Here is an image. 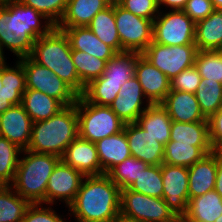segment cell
Wrapping results in <instances>:
<instances>
[{"instance_id": "cell-4", "label": "cell", "mask_w": 222, "mask_h": 222, "mask_svg": "<svg viewBox=\"0 0 222 222\" xmlns=\"http://www.w3.org/2000/svg\"><path fill=\"white\" fill-rule=\"evenodd\" d=\"M30 57L52 71L79 96L84 93L85 86L73 63L69 40L62 30L54 27L47 35L35 40Z\"/></svg>"}, {"instance_id": "cell-55", "label": "cell", "mask_w": 222, "mask_h": 222, "mask_svg": "<svg viewBox=\"0 0 222 222\" xmlns=\"http://www.w3.org/2000/svg\"><path fill=\"white\" fill-rule=\"evenodd\" d=\"M5 1H11V0H0V3H1V2H5Z\"/></svg>"}, {"instance_id": "cell-37", "label": "cell", "mask_w": 222, "mask_h": 222, "mask_svg": "<svg viewBox=\"0 0 222 222\" xmlns=\"http://www.w3.org/2000/svg\"><path fill=\"white\" fill-rule=\"evenodd\" d=\"M72 60L80 82L87 86L92 80L102 76L106 61L79 50H72Z\"/></svg>"}, {"instance_id": "cell-47", "label": "cell", "mask_w": 222, "mask_h": 222, "mask_svg": "<svg viewBox=\"0 0 222 222\" xmlns=\"http://www.w3.org/2000/svg\"><path fill=\"white\" fill-rule=\"evenodd\" d=\"M188 0H158V6L161 10V6H167L170 7L173 10H183L186 6Z\"/></svg>"}, {"instance_id": "cell-26", "label": "cell", "mask_w": 222, "mask_h": 222, "mask_svg": "<svg viewBox=\"0 0 222 222\" xmlns=\"http://www.w3.org/2000/svg\"><path fill=\"white\" fill-rule=\"evenodd\" d=\"M222 215V197L215 190L189 199L183 218L187 222H215Z\"/></svg>"}, {"instance_id": "cell-32", "label": "cell", "mask_w": 222, "mask_h": 222, "mask_svg": "<svg viewBox=\"0 0 222 222\" xmlns=\"http://www.w3.org/2000/svg\"><path fill=\"white\" fill-rule=\"evenodd\" d=\"M30 205L10 185L0 187V222H22Z\"/></svg>"}, {"instance_id": "cell-15", "label": "cell", "mask_w": 222, "mask_h": 222, "mask_svg": "<svg viewBox=\"0 0 222 222\" xmlns=\"http://www.w3.org/2000/svg\"><path fill=\"white\" fill-rule=\"evenodd\" d=\"M33 121L22 104L13 105L0 114V136L27 150L32 135Z\"/></svg>"}, {"instance_id": "cell-10", "label": "cell", "mask_w": 222, "mask_h": 222, "mask_svg": "<svg viewBox=\"0 0 222 222\" xmlns=\"http://www.w3.org/2000/svg\"><path fill=\"white\" fill-rule=\"evenodd\" d=\"M153 42L167 46L195 44V22L182 10H160L153 21Z\"/></svg>"}, {"instance_id": "cell-6", "label": "cell", "mask_w": 222, "mask_h": 222, "mask_svg": "<svg viewBox=\"0 0 222 222\" xmlns=\"http://www.w3.org/2000/svg\"><path fill=\"white\" fill-rule=\"evenodd\" d=\"M77 115L79 137L93 143L124 129L125 124L110 106L92 104L82 95L77 99Z\"/></svg>"}, {"instance_id": "cell-44", "label": "cell", "mask_w": 222, "mask_h": 222, "mask_svg": "<svg viewBox=\"0 0 222 222\" xmlns=\"http://www.w3.org/2000/svg\"><path fill=\"white\" fill-rule=\"evenodd\" d=\"M22 222H65L51 207H43L41 203L31 204L22 219Z\"/></svg>"}, {"instance_id": "cell-38", "label": "cell", "mask_w": 222, "mask_h": 222, "mask_svg": "<svg viewBox=\"0 0 222 222\" xmlns=\"http://www.w3.org/2000/svg\"><path fill=\"white\" fill-rule=\"evenodd\" d=\"M147 166V163L131 156L113 167L107 175L122 190L129 188Z\"/></svg>"}, {"instance_id": "cell-45", "label": "cell", "mask_w": 222, "mask_h": 222, "mask_svg": "<svg viewBox=\"0 0 222 222\" xmlns=\"http://www.w3.org/2000/svg\"><path fill=\"white\" fill-rule=\"evenodd\" d=\"M214 10L211 0H188L182 11L197 23L208 17Z\"/></svg>"}, {"instance_id": "cell-13", "label": "cell", "mask_w": 222, "mask_h": 222, "mask_svg": "<svg viewBox=\"0 0 222 222\" xmlns=\"http://www.w3.org/2000/svg\"><path fill=\"white\" fill-rule=\"evenodd\" d=\"M85 175L60 160L49 177L46 188V204L63 200L69 207L75 200Z\"/></svg>"}, {"instance_id": "cell-48", "label": "cell", "mask_w": 222, "mask_h": 222, "mask_svg": "<svg viewBox=\"0 0 222 222\" xmlns=\"http://www.w3.org/2000/svg\"><path fill=\"white\" fill-rule=\"evenodd\" d=\"M222 197V158L218 154L215 189Z\"/></svg>"}, {"instance_id": "cell-25", "label": "cell", "mask_w": 222, "mask_h": 222, "mask_svg": "<svg viewBox=\"0 0 222 222\" xmlns=\"http://www.w3.org/2000/svg\"><path fill=\"white\" fill-rule=\"evenodd\" d=\"M95 144L103 174H107L113 167L131 157L124 129L114 135L98 140Z\"/></svg>"}, {"instance_id": "cell-16", "label": "cell", "mask_w": 222, "mask_h": 222, "mask_svg": "<svg viewBox=\"0 0 222 222\" xmlns=\"http://www.w3.org/2000/svg\"><path fill=\"white\" fill-rule=\"evenodd\" d=\"M124 131L131 156L148 165H161L164 157V145L142 129L136 122L124 125Z\"/></svg>"}, {"instance_id": "cell-27", "label": "cell", "mask_w": 222, "mask_h": 222, "mask_svg": "<svg viewBox=\"0 0 222 222\" xmlns=\"http://www.w3.org/2000/svg\"><path fill=\"white\" fill-rule=\"evenodd\" d=\"M136 123L164 146L169 142L172 120L161 104L148 106Z\"/></svg>"}, {"instance_id": "cell-11", "label": "cell", "mask_w": 222, "mask_h": 222, "mask_svg": "<svg viewBox=\"0 0 222 222\" xmlns=\"http://www.w3.org/2000/svg\"><path fill=\"white\" fill-rule=\"evenodd\" d=\"M197 51L195 44L167 46L152 42L142 55L172 80L183 70L194 66Z\"/></svg>"}, {"instance_id": "cell-50", "label": "cell", "mask_w": 222, "mask_h": 222, "mask_svg": "<svg viewBox=\"0 0 222 222\" xmlns=\"http://www.w3.org/2000/svg\"><path fill=\"white\" fill-rule=\"evenodd\" d=\"M115 222H137V221H131L120 216Z\"/></svg>"}, {"instance_id": "cell-30", "label": "cell", "mask_w": 222, "mask_h": 222, "mask_svg": "<svg viewBox=\"0 0 222 222\" xmlns=\"http://www.w3.org/2000/svg\"><path fill=\"white\" fill-rule=\"evenodd\" d=\"M22 105L33 122L47 120L64 107L55 98L34 89H26Z\"/></svg>"}, {"instance_id": "cell-49", "label": "cell", "mask_w": 222, "mask_h": 222, "mask_svg": "<svg viewBox=\"0 0 222 222\" xmlns=\"http://www.w3.org/2000/svg\"><path fill=\"white\" fill-rule=\"evenodd\" d=\"M215 10H222V0H211Z\"/></svg>"}, {"instance_id": "cell-9", "label": "cell", "mask_w": 222, "mask_h": 222, "mask_svg": "<svg viewBox=\"0 0 222 222\" xmlns=\"http://www.w3.org/2000/svg\"><path fill=\"white\" fill-rule=\"evenodd\" d=\"M114 15L121 52L142 53L153 42V21L125 10L114 2Z\"/></svg>"}, {"instance_id": "cell-34", "label": "cell", "mask_w": 222, "mask_h": 222, "mask_svg": "<svg viewBox=\"0 0 222 222\" xmlns=\"http://www.w3.org/2000/svg\"><path fill=\"white\" fill-rule=\"evenodd\" d=\"M195 96L201 112L208 119L222 107V84L208 79H201Z\"/></svg>"}, {"instance_id": "cell-33", "label": "cell", "mask_w": 222, "mask_h": 222, "mask_svg": "<svg viewBox=\"0 0 222 222\" xmlns=\"http://www.w3.org/2000/svg\"><path fill=\"white\" fill-rule=\"evenodd\" d=\"M206 155L200 147L193 146V143L169 141L164 147L163 163L190 167Z\"/></svg>"}, {"instance_id": "cell-42", "label": "cell", "mask_w": 222, "mask_h": 222, "mask_svg": "<svg viewBox=\"0 0 222 222\" xmlns=\"http://www.w3.org/2000/svg\"><path fill=\"white\" fill-rule=\"evenodd\" d=\"M125 10L152 21L160 13L158 0H117L116 1Z\"/></svg>"}, {"instance_id": "cell-24", "label": "cell", "mask_w": 222, "mask_h": 222, "mask_svg": "<svg viewBox=\"0 0 222 222\" xmlns=\"http://www.w3.org/2000/svg\"><path fill=\"white\" fill-rule=\"evenodd\" d=\"M112 2L111 0H68L65 13L56 28L86 27L98 12Z\"/></svg>"}, {"instance_id": "cell-23", "label": "cell", "mask_w": 222, "mask_h": 222, "mask_svg": "<svg viewBox=\"0 0 222 222\" xmlns=\"http://www.w3.org/2000/svg\"><path fill=\"white\" fill-rule=\"evenodd\" d=\"M57 29L65 33L72 50L85 52L106 62L117 53L112 47L100 41L87 26Z\"/></svg>"}, {"instance_id": "cell-54", "label": "cell", "mask_w": 222, "mask_h": 222, "mask_svg": "<svg viewBox=\"0 0 222 222\" xmlns=\"http://www.w3.org/2000/svg\"><path fill=\"white\" fill-rule=\"evenodd\" d=\"M215 222H222V215H220V217L217 218V219L215 220Z\"/></svg>"}, {"instance_id": "cell-28", "label": "cell", "mask_w": 222, "mask_h": 222, "mask_svg": "<svg viewBox=\"0 0 222 222\" xmlns=\"http://www.w3.org/2000/svg\"><path fill=\"white\" fill-rule=\"evenodd\" d=\"M195 45L198 51H216L222 47V10H214L195 23Z\"/></svg>"}, {"instance_id": "cell-21", "label": "cell", "mask_w": 222, "mask_h": 222, "mask_svg": "<svg viewBox=\"0 0 222 222\" xmlns=\"http://www.w3.org/2000/svg\"><path fill=\"white\" fill-rule=\"evenodd\" d=\"M218 153L214 150L202 160L188 167L189 199L215 189Z\"/></svg>"}, {"instance_id": "cell-12", "label": "cell", "mask_w": 222, "mask_h": 222, "mask_svg": "<svg viewBox=\"0 0 222 222\" xmlns=\"http://www.w3.org/2000/svg\"><path fill=\"white\" fill-rule=\"evenodd\" d=\"M163 196L169 209L176 217H183L189 201L188 167L161 164Z\"/></svg>"}, {"instance_id": "cell-3", "label": "cell", "mask_w": 222, "mask_h": 222, "mask_svg": "<svg viewBox=\"0 0 222 222\" xmlns=\"http://www.w3.org/2000/svg\"><path fill=\"white\" fill-rule=\"evenodd\" d=\"M79 136L77 102L64 106L47 120L33 122L27 150L62 157L66 148Z\"/></svg>"}, {"instance_id": "cell-22", "label": "cell", "mask_w": 222, "mask_h": 222, "mask_svg": "<svg viewBox=\"0 0 222 222\" xmlns=\"http://www.w3.org/2000/svg\"><path fill=\"white\" fill-rule=\"evenodd\" d=\"M142 53L123 51L116 53L106 62L101 77L92 80L89 84H113L123 86L126 81L135 76V67L138 57Z\"/></svg>"}, {"instance_id": "cell-52", "label": "cell", "mask_w": 222, "mask_h": 222, "mask_svg": "<svg viewBox=\"0 0 222 222\" xmlns=\"http://www.w3.org/2000/svg\"><path fill=\"white\" fill-rule=\"evenodd\" d=\"M219 156L222 158V144L215 150Z\"/></svg>"}, {"instance_id": "cell-31", "label": "cell", "mask_w": 222, "mask_h": 222, "mask_svg": "<svg viewBox=\"0 0 222 222\" xmlns=\"http://www.w3.org/2000/svg\"><path fill=\"white\" fill-rule=\"evenodd\" d=\"M87 27L100 41L112 47L117 53L121 52V43L114 15V2L98 12Z\"/></svg>"}, {"instance_id": "cell-43", "label": "cell", "mask_w": 222, "mask_h": 222, "mask_svg": "<svg viewBox=\"0 0 222 222\" xmlns=\"http://www.w3.org/2000/svg\"><path fill=\"white\" fill-rule=\"evenodd\" d=\"M201 81V76L195 66L180 72L171 80V91L195 93Z\"/></svg>"}, {"instance_id": "cell-7", "label": "cell", "mask_w": 222, "mask_h": 222, "mask_svg": "<svg viewBox=\"0 0 222 222\" xmlns=\"http://www.w3.org/2000/svg\"><path fill=\"white\" fill-rule=\"evenodd\" d=\"M120 216L137 222H172L176 216L163 198L121 190Z\"/></svg>"}, {"instance_id": "cell-14", "label": "cell", "mask_w": 222, "mask_h": 222, "mask_svg": "<svg viewBox=\"0 0 222 222\" xmlns=\"http://www.w3.org/2000/svg\"><path fill=\"white\" fill-rule=\"evenodd\" d=\"M135 77L142 87L147 105L161 104L171 91V80L142 54L137 60Z\"/></svg>"}, {"instance_id": "cell-41", "label": "cell", "mask_w": 222, "mask_h": 222, "mask_svg": "<svg viewBox=\"0 0 222 222\" xmlns=\"http://www.w3.org/2000/svg\"><path fill=\"white\" fill-rule=\"evenodd\" d=\"M23 4L32 7L55 27L62 19L68 0H20Z\"/></svg>"}, {"instance_id": "cell-19", "label": "cell", "mask_w": 222, "mask_h": 222, "mask_svg": "<svg viewBox=\"0 0 222 222\" xmlns=\"http://www.w3.org/2000/svg\"><path fill=\"white\" fill-rule=\"evenodd\" d=\"M61 160L85 176L103 174L96 144L79 136L66 148Z\"/></svg>"}, {"instance_id": "cell-51", "label": "cell", "mask_w": 222, "mask_h": 222, "mask_svg": "<svg viewBox=\"0 0 222 222\" xmlns=\"http://www.w3.org/2000/svg\"><path fill=\"white\" fill-rule=\"evenodd\" d=\"M172 222H187L183 217H176Z\"/></svg>"}, {"instance_id": "cell-1", "label": "cell", "mask_w": 222, "mask_h": 222, "mask_svg": "<svg viewBox=\"0 0 222 222\" xmlns=\"http://www.w3.org/2000/svg\"><path fill=\"white\" fill-rule=\"evenodd\" d=\"M40 19L46 20L42 25ZM55 26L45 16L20 0L0 3V59L3 48L20 58L31 55L35 40L47 35Z\"/></svg>"}, {"instance_id": "cell-36", "label": "cell", "mask_w": 222, "mask_h": 222, "mask_svg": "<svg viewBox=\"0 0 222 222\" xmlns=\"http://www.w3.org/2000/svg\"><path fill=\"white\" fill-rule=\"evenodd\" d=\"M128 189L150 197L162 198L163 179L161 165H148Z\"/></svg>"}, {"instance_id": "cell-8", "label": "cell", "mask_w": 222, "mask_h": 222, "mask_svg": "<svg viewBox=\"0 0 222 222\" xmlns=\"http://www.w3.org/2000/svg\"><path fill=\"white\" fill-rule=\"evenodd\" d=\"M25 72L26 89L38 90L58 100L63 106L74 105L79 95L63 80L30 56L18 59Z\"/></svg>"}, {"instance_id": "cell-18", "label": "cell", "mask_w": 222, "mask_h": 222, "mask_svg": "<svg viewBox=\"0 0 222 222\" xmlns=\"http://www.w3.org/2000/svg\"><path fill=\"white\" fill-rule=\"evenodd\" d=\"M143 99L145 100L144 92L138 79L134 76L121 86V90L110 108L124 124L135 123L139 116L150 106L146 104V107H142Z\"/></svg>"}, {"instance_id": "cell-5", "label": "cell", "mask_w": 222, "mask_h": 222, "mask_svg": "<svg viewBox=\"0 0 222 222\" xmlns=\"http://www.w3.org/2000/svg\"><path fill=\"white\" fill-rule=\"evenodd\" d=\"M22 153L24 157L19 159L15 178L10 186L31 204H46L48 180L61 158L30 150H22Z\"/></svg>"}, {"instance_id": "cell-20", "label": "cell", "mask_w": 222, "mask_h": 222, "mask_svg": "<svg viewBox=\"0 0 222 222\" xmlns=\"http://www.w3.org/2000/svg\"><path fill=\"white\" fill-rule=\"evenodd\" d=\"M161 105L167 110L172 121L183 123L208 122L200 110L195 93L170 91Z\"/></svg>"}, {"instance_id": "cell-53", "label": "cell", "mask_w": 222, "mask_h": 222, "mask_svg": "<svg viewBox=\"0 0 222 222\" xmlns=\"http://www.w3.org/2000/svg\"><path fill=\"white\" fill-rule=\"evenodd\" d=\"M216 51L219 53V55H220V57L222 59V47L220 49L216 50Z\"/></svg>"}, {"instance_id": "cell-2", "label": "cell", "mask_w": 222, "mask_h": 222, "mask_svg": "<svg viewBox=\"0 0 222 222\" xmlns=\"http://www.w3.org/2000/svg\"><path fill=\"white\" fill-rule=\"evenodd\" d=\"M120 200L121 189L107 174L85 176L69 211L80 222H115Z\"/></svg>"}, {"instance_id": "cell-39", "label": "cell", "mask_w": 222, "mask_h": 222, "mask_svg": "<svg viewBox=\"0 0 222 222\" xmlns=\"http://www.w3.org/2000/svg\"><path fill=\"white\" fill-rule=\"evenodd\" d=\"M194 66L201 79H208L222 84V59L217 51H197Z\"/></svg>"}, {"instance_id": "cell-40", "label": "cell", "mask_w": 222, "mask_h": 222, "mask_svg": "<svg viewBox=\"0 0 222 222\" xmlns=\"http://www.w3.org/2000/svg\"><path fill=\"white\" fill-rule=\"evenodd\" d=\"M121 85L113 84H88L82 96L90 103L110 106L118 96Z\"/></svg>"}, {"instance_id": "cell-46", "label": "cell", "mask_w": 222, "mask_h": 222, "mask_svg": "<svg viewBox=\"0 0 222 222\" xmlns=\"http://www.w3.org/2000/svg\"><path fill=\"white\" fill-rule=\"evenodd\" d=\"M209 141L214 150L222 144V107L208 119Z\"/></svg>"}, {"instance_id": "cell-29", "label": "cell", "mask_w": 222, "mask_h": 222, "mask_svg": "<svg viewBox=\"0 0 222 222\" xmlns=\"http://www.w3.org/2000/svg\"><path fill=\"white\" fill-rule=\"evenodd\" d=\"M169 141L193 143V146L200 147L207 155L214 151L209 141L208 122L172 121Z\"/></svg>"}, {"instance_id": "cell-35", "label": "cell", "mask_w": 222, "mask_h": 222, "mask_svg": "<svg viewBox=\"0 0 222 222\" xmlns=\"http://www.w3.org/2000/svg\"><path fill=\"white\" fill-rule=\"evenodd\" d=\"M22 149L0 136V184L11 185L14 181Z\"/></svg>"}, {"instance_id": "cell-17", "label": "cell", "mask_w": 222, "mask_h": 222, "mask_svg": "<svg viewBox=\"0 0 222 222\" xmlns=\"http://www.w3.org/2000/svg\"><path fill=\"white\" fill-rule=\"evenodd\" d=\"M0 60V114L13 105L22 104L23 93L26 91L25 72L22 63L17 60L14 67H10Z\"/></svg>"}]
</instances>
